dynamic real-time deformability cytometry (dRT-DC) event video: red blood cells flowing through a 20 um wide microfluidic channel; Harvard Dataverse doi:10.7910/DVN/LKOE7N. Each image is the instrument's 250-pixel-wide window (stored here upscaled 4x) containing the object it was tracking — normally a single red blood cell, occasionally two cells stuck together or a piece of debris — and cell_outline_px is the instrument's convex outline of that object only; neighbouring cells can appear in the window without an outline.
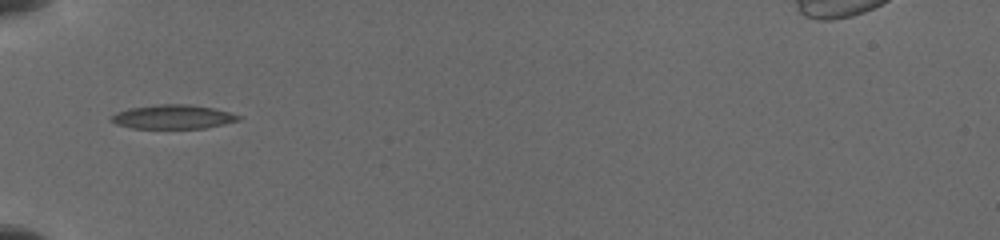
{"species": "common noctule bat (a hibernating species)", "species_latin": "Nyctalus noctula", "temperature_condition": "cold", "stored_images_in_passage": 38, "camera_frame_rate_fps": 3000, "um_per_image_px": 0.085, "animal": {"sex": "female", "body_mass_g": 19.5, "forearm_length_mm": 54.1}, "frame": {"image": 1, "passage_image": 1, "time_ms": 0.0, "image_size_px": [1000, 240], "cell_outline_px": [[240, 120], [224, 124], [204, 128], [132, 128], [116, 124], [112, 120], [112, 116], [128, 108], [160, 104], [188, 104], [212, 108], [228, 112], [240, 116]], "centroid_in_image_um": [14.72, 9.93], "position_along_channel_um": 70.3, "area_um2": 17.51}}
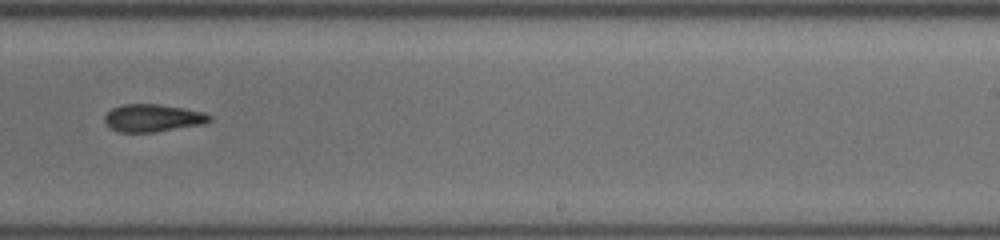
{"frame": {"image": 2, "passage_image": 14, "time_ms": 5.333, "image_size_px": [1000, 240], "cell_outline_px": [[212, 120], [204, 124], [152, 132], [120, 132], [112, 128], [104, 120], [104, 116], [112, 108], [124, 104], [160, 104], [184, 108], [204, 112], [212, 116]], "centroid_in_image_um": [13.02, 10.02], "position_along_channel_um": 276.0, "area_um2": 16.76}}
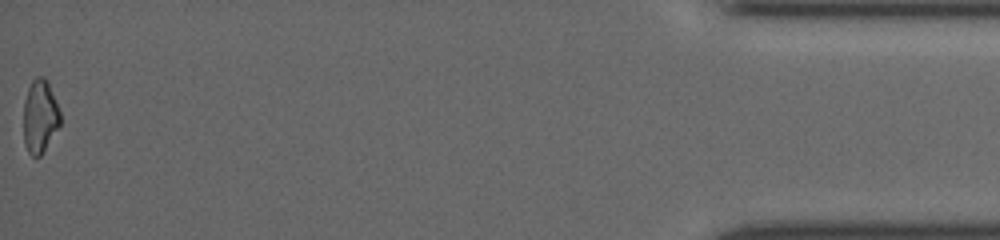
{"frame": {"image": 3, "passage_image": 37, "time_ms": 11.333, "image_size_px": [1000, 240], "cell_outline_px": [[60, 124], [40, 156], [32, 156], [28, 152], [24, 144], [24, 100], [28, 88], [32, 80], [36, 76], [44, 76], [48, 80], [60, 112]], "centroid_in_image_um": [3.39, 9.85], "position_along_channel_um": 431.8, "area_um2": 15.61}}